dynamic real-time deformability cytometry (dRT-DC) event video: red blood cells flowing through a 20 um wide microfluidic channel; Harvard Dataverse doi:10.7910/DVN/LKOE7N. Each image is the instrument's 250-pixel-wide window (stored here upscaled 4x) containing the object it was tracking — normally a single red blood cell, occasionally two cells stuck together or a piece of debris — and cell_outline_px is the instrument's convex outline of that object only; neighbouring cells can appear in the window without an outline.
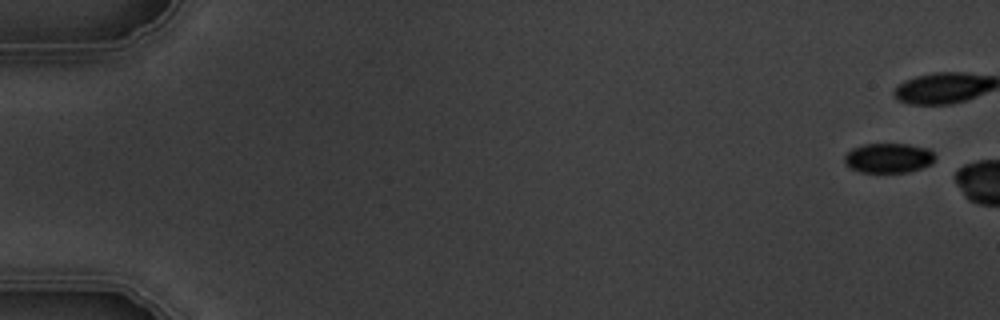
{"species": "common noctule bat (a hibernating species)", "species_latin": "Nyctalus noctula", "temperature_condition": "warm", "stored_images_in_passage": 2, "camera_frame_rate_fps": 3000, "um_per_image_px": 0.085, "animal": {"sex": "male", "body_mass_g": 19.5, "forearm_length_mm": 54.6}, "frame": {"image": 1, "passage_image": 1, "time_ms": 0.0, "image_size_px": [1000, 320], "cell_outline_px": [[936, 156], [932, 164], [908, 172], [860, 172], [848, 168], [844, 164], [844, 156], [852, 148], [864, 144], [908, 144], [928, 148]], "centroid_in_image_um": [75.5, 13.43], "position_along_channel_um": 9.5, "area_um2": 15.84}}